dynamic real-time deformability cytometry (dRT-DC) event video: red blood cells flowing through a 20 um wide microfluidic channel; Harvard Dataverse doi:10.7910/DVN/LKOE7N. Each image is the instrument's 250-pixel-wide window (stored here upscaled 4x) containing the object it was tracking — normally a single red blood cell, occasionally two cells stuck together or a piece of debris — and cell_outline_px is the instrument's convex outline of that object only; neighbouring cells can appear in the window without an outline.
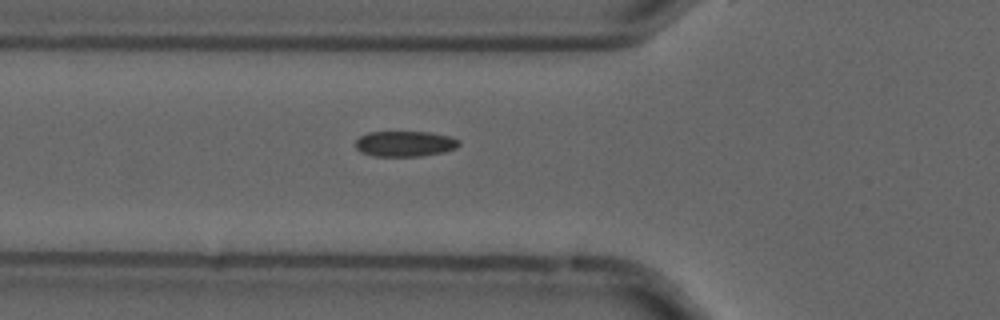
{"species": "common noctule bat (a hibernating species)", "species_latin": "Nyctalus noctula", "temperature_condition": "cold", "stored_images_in_passage": 47, "camera_frame_rate_fps": 3000, "um_per_image_px": 0.085, "animal": {"sex": "male", "forearm_length_mm": 52.5}, "frame": {"image": 1, "passage_image": 11, "time_ms": 3.333, "image_size_px": [1000, 320], "cell_outline_px": [[460, 144], [456, 148], [444, 152], [420, 156], [376, 156], [360, 152], [356, 148], [356, 140], [360, 136], [368, 132], [428, 132], [452, 136], [460, 140]], "centroid_in_image_um": [34.44, 12.21], "position_along_channel_um": 91.4, "area_um2": 15.49}}
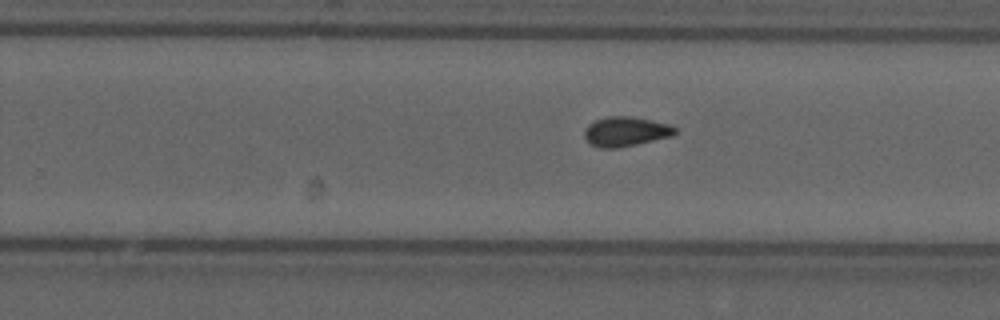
{"frame": {"image": 2, "passage_image": 26, "time_ms": 8.333, "image_size_px": [1000, 320], "cell_outline_px": [[676, 132], [672, 136], [636, 144], [616, 148], [600, 148], [592, 144], [584, 136], [584, 128], [588, 124], [596, 120], [608, 116], [632, 116], [668, 124], [676, 128]], "centroid_in_image_um": [53.16, 11.17], "position_along_channel_um": 276.6, "area_um2": 15.49}}
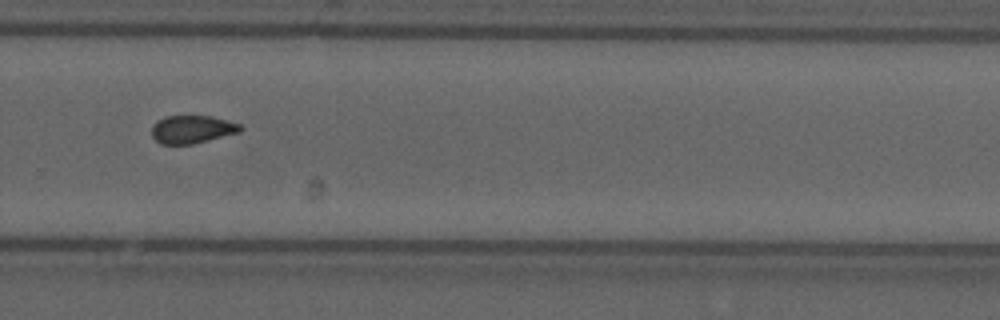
{"frame": {"image": 3, "passage_image": 29, "time_ms": 9.333, "image_size_px": [1000, 320], "cell_outline_px": [[244, 128], [240, 132], [192, 144], [160, 144], [152, 136], [152, 124], [156, 120], [164, 116], [212, 116], [240, 124]], "centroid_in_image_um": [16.31, 10.98], "position_along_channel_um": 313.5, "area_um2": 14.51}, "authors_computed_cell_mechanics": {"area_um2": 15.2592, "velocity_mm_per_s": 3.7017, "shape_relaxation_time_tau1_ms": null, "shape_relaxation_time_tau2_ms": 3.997, "deformation_change_tau1": null, "deformation_change_tau2": 0.0939}}